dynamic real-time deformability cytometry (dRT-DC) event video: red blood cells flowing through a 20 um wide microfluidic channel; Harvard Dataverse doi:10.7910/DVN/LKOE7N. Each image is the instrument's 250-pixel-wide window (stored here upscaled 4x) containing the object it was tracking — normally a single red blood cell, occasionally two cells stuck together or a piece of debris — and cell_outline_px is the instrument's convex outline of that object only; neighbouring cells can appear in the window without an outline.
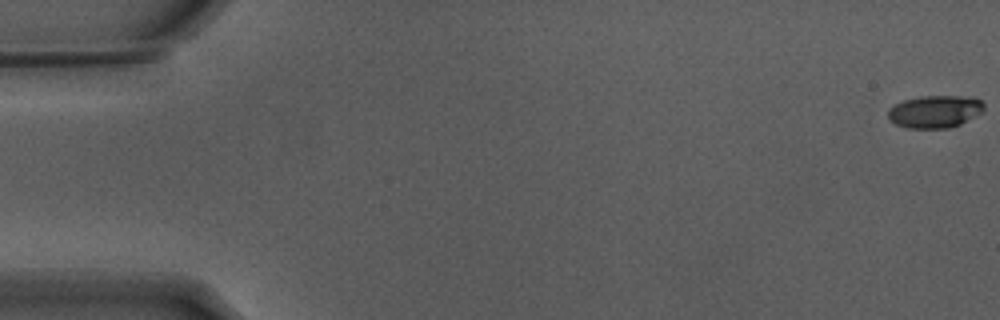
{"species": "Egyptian fruit bat (a non-hibernating species)", "species_latin": "Rousettus aegyptiacus", "temperature_condition": "warm", "stored_images_in_passage": 55, "camera_frame_rate_fps": 3000, "um_per_image_px": 0.085, "animal": {"sex": "male"}, "frame": {"image": 1, "passage_image": 1, "time_ms": 0.0, "image_size_px": [1000, 320], "cell_outline_px": [[984, 108], [980, 112], [960, 124], [948, 128], [908, 128], [896, 124], [888, 120], [888, 108], [904, 100], [920, 96], [960, 96], [980, 100], [984, 104]], "centroid_in_image_um": [79.41, 9.48], "position_along_channel_um": 5.6, "area_um2": 17.92}}
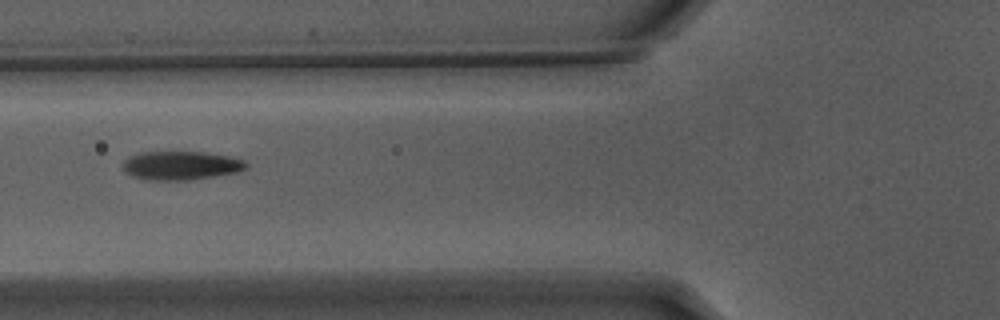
{"frame": {"image": 2, "passage_image": 22, "time_ms": 7.0, "image_size_px": [1000, 320], "cell_outline_px": [[248, 168], [236, 172], [188, 180], [144, 180], [132, 176], [124, 172], [124, 160], [140, 152], [200, 152], [228, 156], [244, 160], [248, 164]], "centroid_in_image_um": [15.37, 14.07], "position_along_channel_um": 110.4, "area_um2": 20.46}}
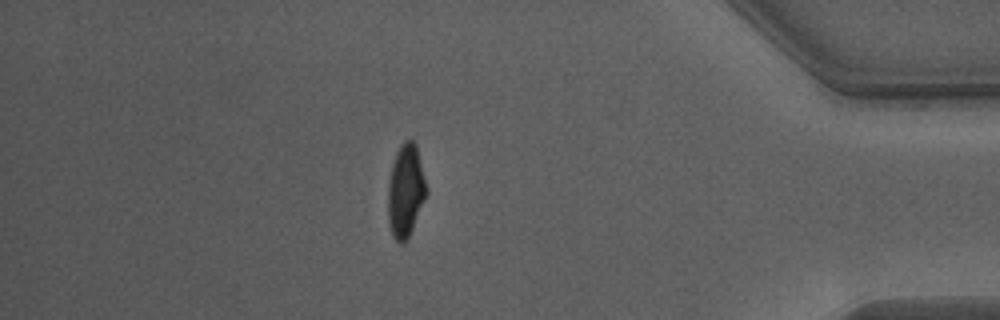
{"frame": {"image": 3, "passage_image": 48, "time_ms": 15.667, "image_size_px": [1000, 320], "cell_outline_px": [[428, 192], [412, 228], [404, 244], [400, 244], [392, 236], [388, 220], [388, 188], [392, 164], [396, 152], [400, 144], [404, 140], [412, 140], [416, 144], [428, 188]], "centroid_in_image_um": [34.48, 16.2], "position_along_channel_um": 400.7, "area_um2": 20.81}, "authors_computed_cell_mechanics": {"area_um2": 20.3456, "velocity_mm_per_s": 3.8326, "shape_relaxation_time_tau1_ms": 2.8113, "shape_relaxation_time_tau2_ms": 0.9898, "deformation_change_tau1": 0.207, "deformation_change_tau2": 0.0643}}